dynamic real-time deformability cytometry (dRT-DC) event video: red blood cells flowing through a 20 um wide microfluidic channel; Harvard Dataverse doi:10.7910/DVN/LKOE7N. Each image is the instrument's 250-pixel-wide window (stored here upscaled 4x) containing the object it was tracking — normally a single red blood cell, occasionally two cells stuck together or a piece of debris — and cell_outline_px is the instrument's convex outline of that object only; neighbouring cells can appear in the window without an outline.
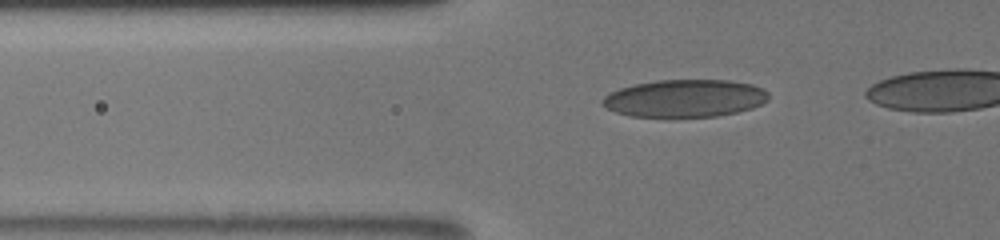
{"species": "human", "species_latin": "Homo sapiens", "temperature_condition": "room temperature", "stored_images_in_passage": 47, "camera_frame_rate_fps": 3000, "um_per_image_px": 0.085, "donor": {"sex": "male"}, "frame": {"image": 1, "passage_image": 18, "time_ms": 5.667, "image_size_px": [1000, 240], "cell_outline_px": [[768, 100], [752, 108], [736, 112], [716, 116], [632, 116], [616, 112], [600, 104], [600, 100], [604, 96], [620, 88], [636, 84], [660, 80], [728, 80], [752, 84], [768, 92]], "centroid_in_image_um": [58.21, 8.35], "position_along_channel_um": 67.6, "area_um2": 35.95}}
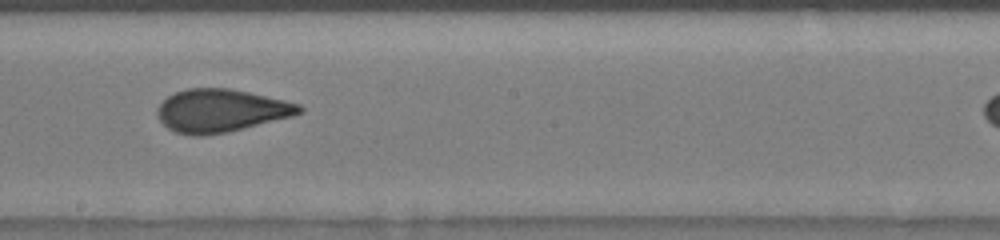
{"frame": {"image": 2, "passage_image": 31, "time_ms": 10.0, "image_size_px": [1000, 240], "cell_outline_px": [[304, 112], [292, 116], [228, 132], [200, 136], [192, 136], [176, 132], [168, 128], [160, 120], [156, 112], [156, 108], [168, 96], [176, 92], [188, 88], [228, 88], [248, 92], [284, 100], [300, 104], [304, 108]], "centroid_in_image_um": [18.78, 9.41], "position_along_channel_um": 229.4, "area_um2": 35.37}}
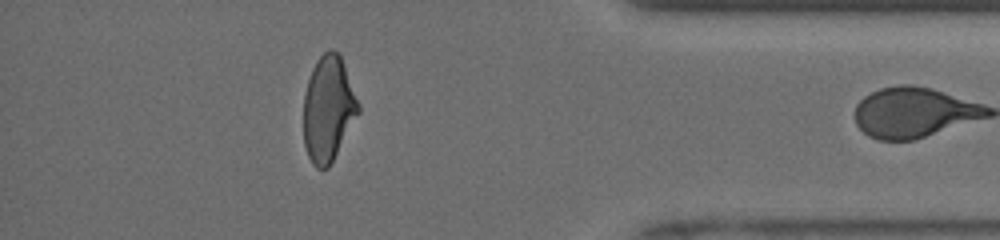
{"frame": {"image": 3, "passage_image": 46, "time_ms": 15.0, "image_size_px": [1000, 240], "cell_outline_px": [[360, 112], [328, 168], [316, 168], [312, 164], [308, 156], [304, 144], [304, 92], [312, 68], [316, 60], [328, 48], [332, 48], [340, 56], [360, 104]], "centroid_in_image_um": [27.9, 9.25], "position_along_channel_um": 407.3, "area_um2": 33.58}}